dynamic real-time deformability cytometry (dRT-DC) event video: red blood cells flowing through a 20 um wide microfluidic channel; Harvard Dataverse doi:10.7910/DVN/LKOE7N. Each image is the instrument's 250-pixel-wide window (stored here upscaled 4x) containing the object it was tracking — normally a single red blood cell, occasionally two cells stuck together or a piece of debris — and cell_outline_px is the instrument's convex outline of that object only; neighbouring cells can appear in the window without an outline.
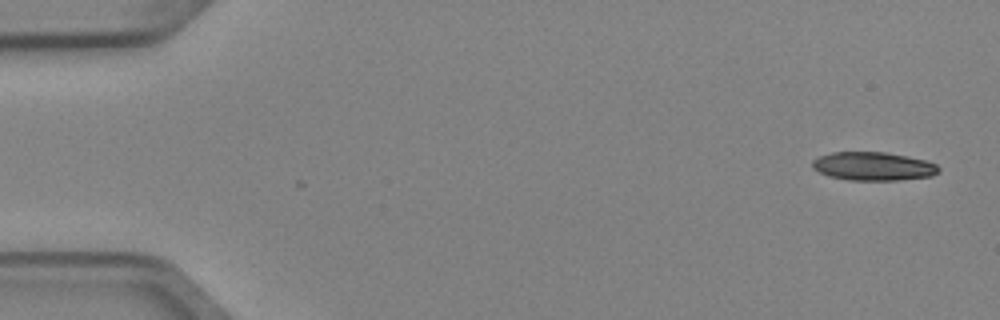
{"species": "Egyptian fruit bat (a non-hibernating species)", "species_latin": "Rousettus aegyptiacus", "temperature_condition": "cold", "stored_images_in_passage": 6, "camera_frame_rate_fps": 3000, "um_per_image_px": 0.085, "animal": {"sex": "female"}, "frame": {"image": 1, "passage_image": 1, "time_ms": 0.0, "image_size_px": [1000, 320], "cell_outline_px": [[940, 172], [932, 176], [896, 180], [848, 180], [828, 176], [812, 168], [812, 160], [820, 156], [832, 152], [888, 152], [908, 156], [924, 160], [936, 164], [940, 168]], "centroid_in_image_um": [74.23, 14.13], "position_along_channel_um": 10.8, "area_um2": 21.04}}
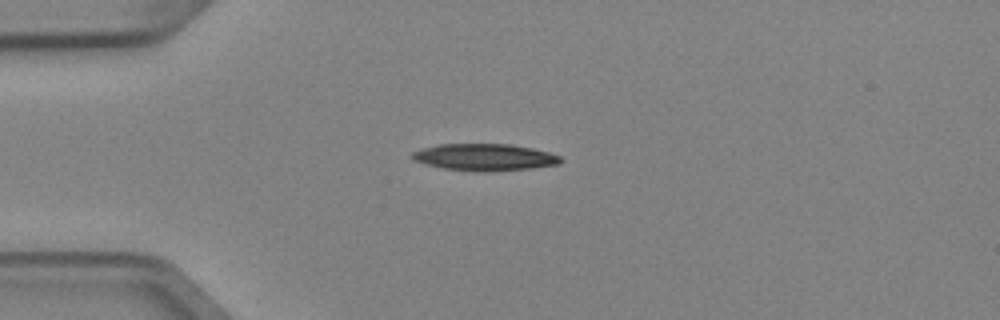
{"frame": {"image": 2, "passage_image": 4, "time_ms": 1.0, "image_size_px": [1000, 320], "cell_outline_px": [[564, 160], [560, 164], [532, 168], [488, 172], [472, 172], [444, 168], [428, 164], [416, 160], [412, 156], [412, 152], [420, 148], [440, 144], [512, 144], [532, 148], [548, 152], [560, 156]], "centroid_in_image_um": [41.24, 13.36], "position_along_channel_um": 43.8, "area_um2": 23.35}}
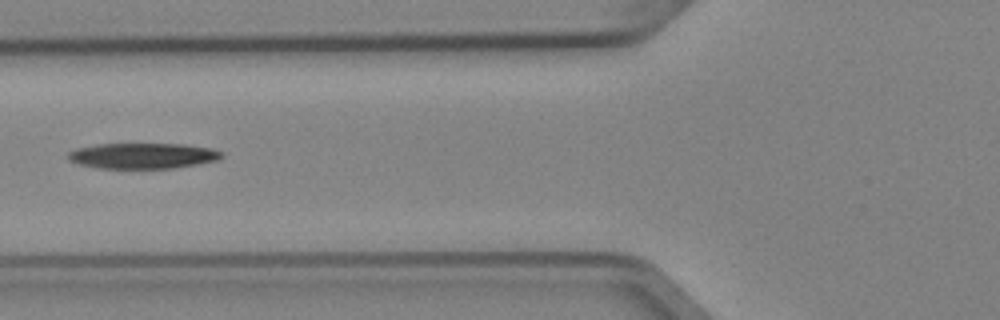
{"frame": {"image": 3, "passage_image": 6, "time_ms": 1.667, "image_size_px": [1000, 320], "cell_outline_px": [[224, 156], [220, 160], [176, 168], [100, 168], [80, 164], [68, 160], [68, 152], [76, 148], [96, 144], [184, 144], [212, 148], [224, 152]], "centroid_in_image_um": [12.19, 13.24], "position_along_channel_um": 113.6, "area_um2": 23.12}}